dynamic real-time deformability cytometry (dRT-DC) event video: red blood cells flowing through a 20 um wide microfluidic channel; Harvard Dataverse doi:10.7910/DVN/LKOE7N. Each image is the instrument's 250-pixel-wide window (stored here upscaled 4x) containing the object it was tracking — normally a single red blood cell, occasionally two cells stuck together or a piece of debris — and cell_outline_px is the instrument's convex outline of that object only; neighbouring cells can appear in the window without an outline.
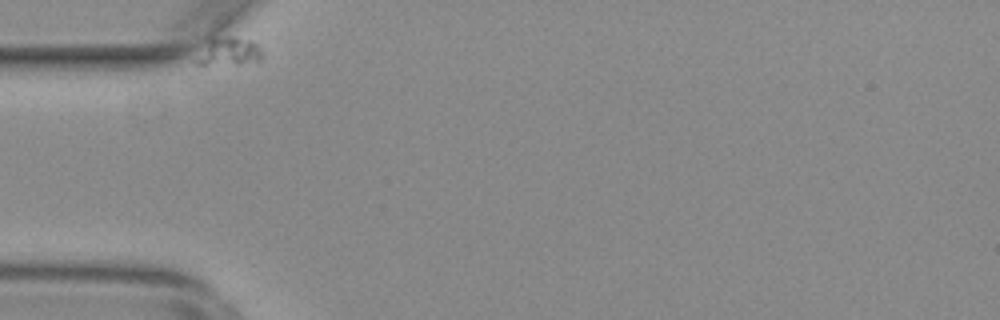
{"species": "common noctule bat (a hibernating species)", "species_latin": "Nyctalus noctula", "temperature_condition": "warm", "stored_images_in_passage": 3, "camera_frame_rate_fps": 3000, "um_per_image_px": 0.085, "animal": {"sex": "female", "body_mass_g": 29.2, "forearm_length_mm": 56.3}, "frame": {"image": 1, "passage_image": 1, "time_ms": 0.0, "image_size_px": [1000, 320], "cell_outline_px": [[260, 60], [240, 64], [196, 64], [192, 60], [212, 40], [224, 36], [236, 36], [252, 40], [260, 48]], "centroid_in_image_um": [19.45, 4.39], "position_along_channel_um": 65.5, "area_um2": 10.52}}